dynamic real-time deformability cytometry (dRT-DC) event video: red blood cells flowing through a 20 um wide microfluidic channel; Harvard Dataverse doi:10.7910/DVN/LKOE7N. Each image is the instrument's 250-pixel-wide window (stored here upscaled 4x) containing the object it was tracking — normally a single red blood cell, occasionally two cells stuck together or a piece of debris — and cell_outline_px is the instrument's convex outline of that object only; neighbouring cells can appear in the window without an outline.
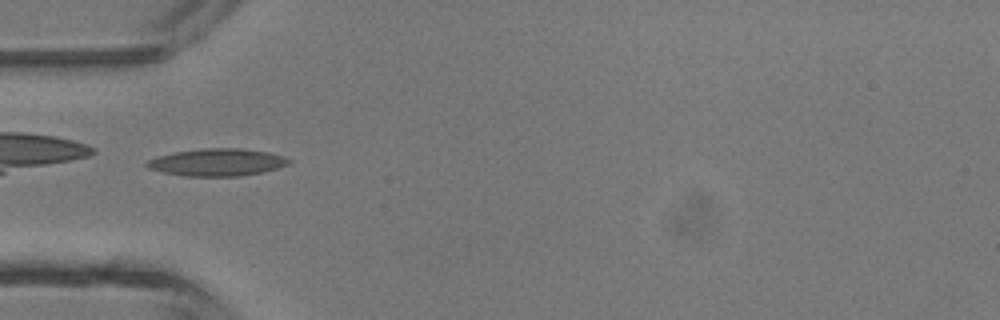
{"species": "common noctule bat (a hibernating species)", "species_latin": "Nyctalus noctula", "temperature_condition": "room temperature", "stored_images_in_passage": 30, "camera_frame_rate_fps": 3000, "um_per_image_px": 0.085, "animal": {"sex": "male", "body_mass_g": 13.3}, "frame": {"image": 1, "passage_image": 1, "time_ms": 0.0, "image_size_px": [1000, 320], "cell_outline_px": [[292, 160], [288, 164], [264, 172], [240, 176], [184, 176], [164, 172], [148, 168], [144, 164], [148, 160], [156, 156], [176, 152], [204, 148], [240, 148], [268, 152], [284, 156]], "centroid_in_image_um": [18.46, 13.79], "position_along_channel_um": 66.5, "area_um2": 22.6}}
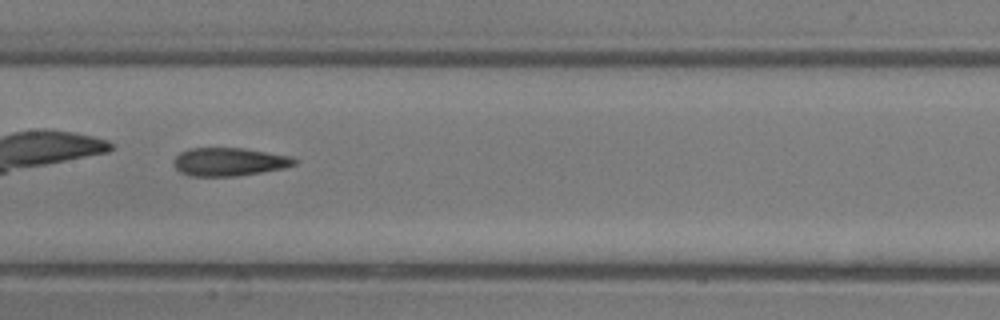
{"frame": {"image": 2, "passage_image": 9, "time_ms": 2.667, "image_size_px": [1000, 320], "cell_outline_px": [[300, 160], [296, 164], [284, 168], [236, 176], [188, 176], [180, 172], [172, 164], [172, 160], [180, 152], [188, 148], [244, 148], [292, 156]], "centroid_in_image_um": [19.47, 13.75], "position_along_channel_um": 187.9, "area_um2": 20.11}}
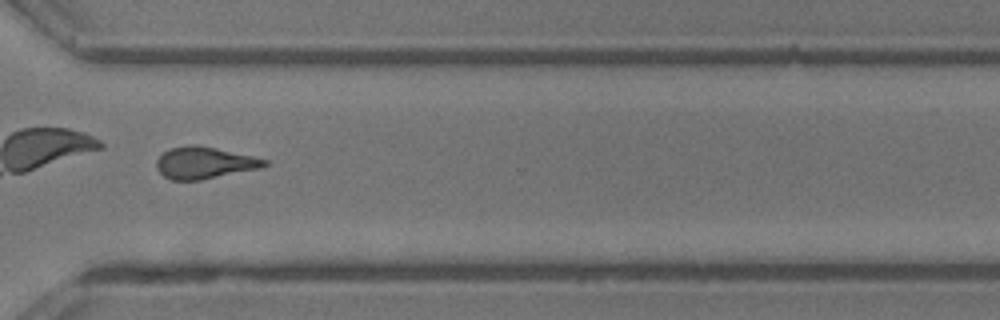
{"frame": {"image": 3, "passage_image": 20, "time_ms": 6.333, "image_size_px": [1000, 320], "cell_outline_px": [[268, 164], [264, 168], [200, 180], [172, 180], [164, 176], [156, 168], [156, 160], [164, 152], [172, 148], [188, 144], [196, 144], [216, 148], [252, 156], [268, 160]], "centroid_in_image_um": [17.4, 13.84], "position_along_channel_um": 353.2, "area_um2": 20.11}, "authors_computed_cell_mechanics": {"area_um2": 19.9699, "velocity_mm_per_s": 4.5149, "shape_relaxation_time_tau1_ms": 6.0262, "shape_relaxation_time_tau2_ms": 1.8322, "deformation_change_tau1": 0.2096, "deformation_change_tau2": 0.114}}